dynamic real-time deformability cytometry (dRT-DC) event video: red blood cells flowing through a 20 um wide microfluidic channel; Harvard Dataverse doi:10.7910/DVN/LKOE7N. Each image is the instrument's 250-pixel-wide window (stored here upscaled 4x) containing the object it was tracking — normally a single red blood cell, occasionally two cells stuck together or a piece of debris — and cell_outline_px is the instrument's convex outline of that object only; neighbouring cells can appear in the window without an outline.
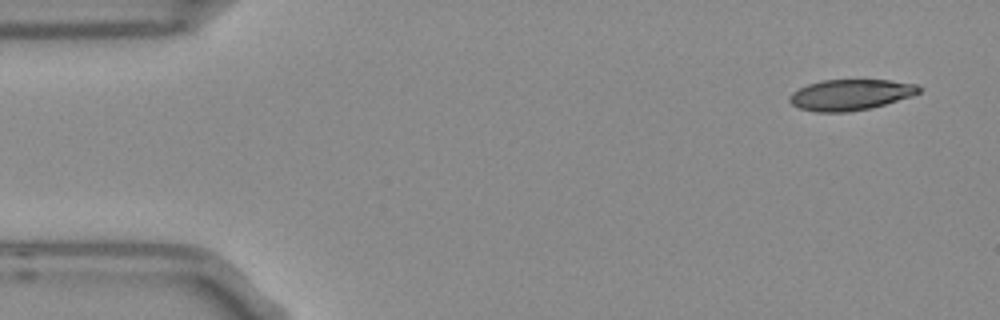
{"species": "Egyptian fruit bat (a non-hibernating species)", "species_latin": "Rousettus aegyptiacus", "temperature_condition": "room temperature", "stored_images_in_passage": 4, "camera_frame_rate_fps": 3000, "um_per_image_px": 0.085, "frame": {"image": 1, "passage_image": 1, "time_ms": 0.0, "image_size_px": [1000, 320], "cell_outline_px": [[924, 88], [920, 92], [912, 96], [872, 108], [848, 112], [816, 112], [800, 108], [792, 104], [788, 100], [788, 96], [792, 92], [808, 84], [824, 80], [888, 80], [916, 84]], "centroid_in_image_um": [72.31, 8.06], "position_along_channel_um": 12.7, "area_um2": 23.35}}
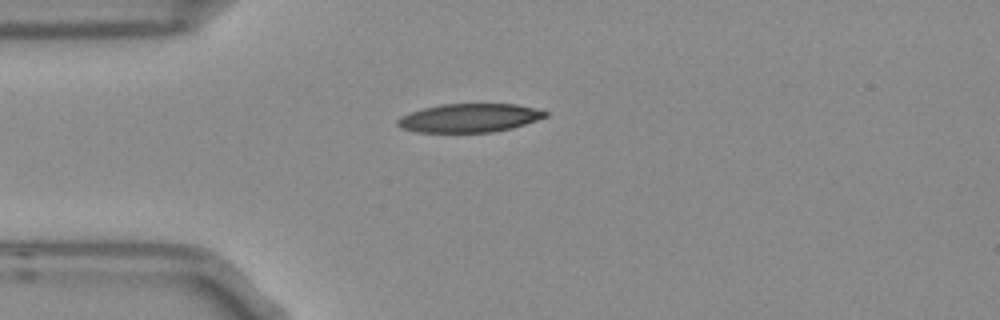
{"frame": {"image": 2, "passage_image": 3, "time_ms": 0.667, "image_size_px": [1000, 320], "cell_outline_px": [[548, 116], [512, 128], [492, 132], [416, 132], [400, 128], [396, 124], [396, 120], [400, 116], [408, 112], [440, 104], [516, 104], [548, 112]], "centroid_in_image_um": [39.83, 10.03], "position_along_channel_um": 45.2, "area_um2": 24.62}}